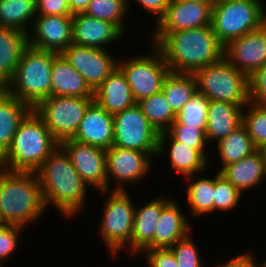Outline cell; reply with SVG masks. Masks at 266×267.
<instances>
[{
	"mask_svg": "<svg viewBox=\"0 0 266 267\" xmlns=\"http://www.w3.org/2000/svg\"><path fill=\"white\" fill-rule=\"evenodd\" d=\"M152 43L174 73L194 74L224 56V46L211 26L183 31H155Z\"/></svg>",
	"mask_w": 266,
	"mask_h": 267,
	"instance_id": "cell-1",
	"label": "cell"
},
{
	"mask_svg": "<svg viewBox=\"0 0 266 267\" xmlns=\"http://www.w3.org/2000/svg\"><path fill=\"white\" fill-rule=\"evenodd\" d=\"M46 206L73 216L85 202L88 184L77 173L67 153L58 146L36 171Z\"/></svg>",
	"mask_w": 266,
	"mask_h": 267,
	"instance_id": "cell-2",
	"label": "cell"
},
{
	"mask_svg": "<svg viewBox=\"0 0 266 267\" xmlns=\"http://www.w3.org/2000/svg\"><path fill=\"white\" fill-rule=\"evenodd\" d=\"M35 173L0 167V216L5 224L25 226L47 208Z\"/></svg>",
	"mask_w": 266,
	"mask_h": 267,
	"instance_id": "cell-3",
	"label": "cell"
},
{
	"mask_svg": "<svg viewBox=\"0 0 266 267\" xmlns=\"http://www.w3.org/2000/svg\"><path fill=\"white\" fill-rule=\"evenodd\" d=\"M59 146L42 118L32 109L21 121L0 167L10 171L36 172Z\"/></svg>",
	"mask_w": 266,
	"mask_h": 267,
	"instance_id": "cell-4",
	"label": "cell"
},
{
	"mask_svg": "<svg viewBox=\"0 0 266 267\" xmlns=\"http://www.w3.org/2000/svg\"><path fill=\"white\" fill-rule=\"evenodd\" d=\"M58 53L30 45L23 51L12 80L4 88L34 109L51 96V71Z\"/></svg>",
	"mask_w": 266,
	"mask_h": 267,
	"instance_id": "cell-5",
	"label": "cell"
},
{
	"mask_svg": "<svg viewBox=\"0 0 266 267\" xmlns=\"http://www.w3.org/2000/svg\"><path fill=\"white\" fill-rule=\"evenodd\" d=\"M261 0H228L212 7L211 27L219 42L226 46L234 39L259 29L266 23Z\"/></svg>",
	"mask_w": 266,
	"mask_h": 267,
	"instance_id": "cell-6",
	"label": "cell"
},
{
	"mask_svg": "<svg viewBox=\"0 0 266 267\" xmlns=\"http://www.w3.org/2000/svg\"><path fill=\"white\" fill-rule=\"evenodd\" d=\"M197 89L210 101L248 105V76L231 65L223 56L195 73Z\"/></svg>",
	"mask_w": 266,
	"mask_h": 267,
	"instance_id": "cell-7",
	"label": "cell"
},
{
	"mask_svg": "<svg viewBox=\"0 0 266 267\" xmlns=\"http://www.w3.org/2000/svg\"><path fill=\"white\" fill-rule=\"evenodd\" d=\"M94 97L50 96L34 111L42 118L52 137L61 143L72 139Z\"/></svg>",
	"mask_w": 266,
	"mask_h": 267,
	"instance_id": "cell-8",
	"label": "cell"
},
{
	"mask_svg": "<svg viewBox=\"0 0 266 267\" xmlns=\"http://www.w3.org/2000/svg\"><path fill=\"white\" fill-rule=\"evenodd\" d=\"M104 206L100 233L108 250L116 255L124 246L130 247L135 207L121 184L110 193Z\"/></svg>",
	"mask_w": 266,
	"mask_h": 267,
	"instance_id": "cell-9",
	"label": "cell"
},
{
	"mask_svg": "<svg viewBox=\"0 0 266 267\" xmlns=\"http://www.w3.org/2000/svg\"><path fill=\"white\" fill-rule=\"evenodd\" d=\"M152 46V56H140L126 62H118L136 103L162 91L164 80L171 72L160 50L154 44Z\"/></svg>",
	"mask_w": 266,
	"mask_h": 267,
	"instance_id": "cell-10",
	"label": "cell"
},
{
	"mask_svg": "<svg viewBox=\"0 0 266 267\" xmlns=\"http://www.w3.org/2000/svg\"><path fill=\"white\" fill-rule=\"evenodd\" d=\"M113 145L146 153H158L160 133L144 116L136 103L113 116Z\"/></svg>",
	"mask_w": 266,
	"mask_h": 267,
	"instance_id": "cell-11",
	"label": "cell"
},
{
	"mask_svg": "<svg viewBox=\"0 0 266 267\" xmlns=\"http://www.w3.org/2000/svg\"><path fill=\"white\" fill-rule=\"evenodd\" d=\"M67 153L77 173L90 186H95L102 193L108 191L106 150L73 139L59 143Z\"/></svg>",
	"mask_w": 266,
	"mask_h": 267,
	"instance_id": "cell-12",
	"label": "cell"
},
{
	"mask_svg": "<svg viewBox=\"0 0 266 267\" xmlns=\"http://www.w3.org/2000/svg\"><path fill=\"white\" fill-rule=\"evenodd\" d=\"M61 54L84 77L93 91L118 66V62L104 48H93L72 43Z\"/></svg>",
	"mask_w": 266,
	"mask_h": 267,
	"instance_id": "cell-13",
	"label": "cell"
},
{
	"mask_svg": "<svg viewBox=\"0 0 266 267\" xmlns=\"http://www.w3.org/2000/svg\"><path fill=\"white\" fill-rule=\"evenodd\" d=\"M224 57L247 76L262 67L266 63V23L224 46Z\"/></svg>",
	"mask_w": 266,
	"mask_h": 267,
	"instance_id": "cell-14",
	"label": "cell"
},
{
	"mask_svg": "<svg viewBox=\"0 0 266 267\" xmlns=\"http://www.w3.org/2000/svg\"><path fill=\"white\" fill-rule=\"evenodd\" d=\"M37 17L32 27L34 39L28 34V45L61 54L72 44L73 15H37Z\"/></svg>",
	"mask_w": 266,
	"mask_h": 267,
	"instance_id": "cell-15",
	"label": "cell"
},
{
	"mask_svg": "<svg viewBox=\"0 0 266 267\" xmlns=\"http://www.w3.org/2000/svg\"><path fill=\"white\" fill-rule=\"evenodd\" d=\"M212 6L190 0H170L155 31H183L211 26Z\"/></svg>",
	"mask_w": 266,
	"mask_h": 267,
	"instance_id": "cell-16",
	"label": "cell"
},
{
	"mask_svg": "<svg viewBox=\"0 0 266 267\" xmlns=\"http://www.w3.org/2000/svg\"><path fill=\"white\" fill-rule=\"evenodd\" d=\"M157 153H146L134 149L112 146L106 150L108 190L109 179L113 177L120 183L134 182L145 176L150 169V158Z\"/></svg>",
	"mask_w": 266,
	"mask_h": 267,
	"instance_id": "cell-17",
	"label": "cell"
},
{
	"mask_svg": "<svg viewBox=\"0 0 266 267\" xmlns=\"http://www.w3.org/2000/svg\"><path fill=\"white\" fill-rule=\"evenodd\" d=\"M73 140L105 150L113 145L114 120L99 104L93 101L87 108Z\"/></svg>",
	"mask_w": 266,
	"mask_h": 267,
	"instance_id": "cell-18",
	"label": "cell"
},
{
	"mask_svg": "<svg viewBox=\"0 0 266 267\" xmlns=\"http://www.w3.org/2000/svg\"><path fill=\"white\" fill-rule=\"evenodd\" d=\"M122 32L112 23L93 18L84 12L73 14L72 43L93 48L120 40Z\"/></svg>",
	"mask_w": 266,
	"mask_h": 267,
	"instance_id": "cell-19",
	"label": "cell"
},
{
	"mask_svg": "<svg viewBox=\"0 0 266 267\" xmlns=\"http://www.w3.org/2000/svg\"><path fill=\"white\" fill-rule=\"evenodd\" d=\"M94 101L113 116L136 104L126 76L118 66L94 90Z\"/></svg>",
	"mask_w": 266,
	"mask_h": 267,
	"instance_id": "cell-20",
	"label": "cell"
},
{
	"mask_svg": "<svg viewBox=\"0 0 266 267\" xmlns=\"http://www.w3.org/2000/svg\"><path fill=\"white\" fill-rule=\"evenodd\" d=\"M220 174L230 181L241 193L252 189L266 177V157L262 149H257L238 162L224 166Z\"/></svg>",
	"mask_w": 266,
	"mask_h": 267,
	"instance_id": "cell-21",
	"label": "cell"
},
{
	"mask_svg": "<svg viewBox=\"0 0 266 267\" xmlns=\"http://www.w3.org/2000/svg\"><path fill=\"white\" fill-rule=\"evenodd\" d=\"M171 201L161 198L152 200L142 208H135L130 250L133 253L153 249L155 227L162 209Z\"/></svg>",
	"mask_w": 266,
	"mask_h": 267,
	"instance_id": "cell-22",
	"label": "cell"
},
{
	"mask_svg": "<svg viewBox=\"0 0 266 267\" xmlns=\"http://www.w3.org/2000/svg\"><path fill=\"white\" fill-rule=\"evenodd\" d=\"M51 96L94 97V91L84 77L62 54H58L53 60Z\"/></svg>",
	"mask_w": 266,
	"mask_h": 267,
	"instance_id": "cell-23",
	"label": "cell"
},
{
	"mask_svg": "<svg viewBox=\"0 0 266 267\" xmlns=\"http://www.w3.org/2000/svg\"><path fill=\"white\" fill-rule=\"evenodd\" d=\"M243 106L246 105L210 101L205 130L207 142L213 139L219 143L240 127L243 124Z\"/></svg>",
	"mask_w": 266,
	"mask_h": 267,
	"instance_id": "cell-24",
	"label": "cell"
},
{
	"mask_svg": "<svg viewBox=\"0 0 266 267\" xmlns=\"http://www.w3.org/2000/svg\"><path fill=\"white\" fill-rule=\"evenodd\" d=\"M175 201L171 200L163 209L155 227L153 249L172 247L179 239L190 233V226Z\"/></svg>",
	"mask_w": 266,
	"mask_h": 267,
	"instance_id": "cell-25",
	"label": "cell"
},
{
	"mask_svg": "<svg viewBox=\"0 0 266 267\" xmlns=\"http://www.w3.org/2000/svg\"><path fill=\"white\" fill-rule=\"evenodd\" d=\"M28 46V34L0 26V87L12 80L23 51Z\"/></svg>",
	"mask_w": 266,
	"mask_h": 267,
	"instance_id": "cell-26",
	"label": "cell"
},
{
	"mask_svg": "<svg viewBox=\"0 0 266 267\" xmlns=\"http://www.w3.org/2000/svg\"><path fill=\"white\" fill-rule=\"evenodd\" d=\"M31 110L4 88L0 91V158L10 148L21 121Z\"/></svg>",
	"mask_w": 266,
	"mask_h": 267,
	"instance_id": "cell-27",
	"label": "cell"
},
{
	"mask_svg": "<svg viewBox=\"0 0 266 267\" xmlns=\"http://www.w3.org/2000/svg\"><path fill=\"white\" fill-rule=\"evenodd\" d=\"M167 138L171 142L169 156L174 173L179 172L190 179L196 172L203 171L207 167V159L197 149L176 141L167 131L159 135L158 156L164 153V143Z\"/></svg>",
	"mask_w": 266,
	"mask_h": 267,
	"instance_id": "cell-28",
	"label": "cell"
},
{
	"mask_svg": "<svg viewBox=\"0 0 266 267\" xmlns=\"http://www.w3.org/2000/svg\"><path fill=\"white\" fill-rule=\"evenodd\" d=\"M197 90L195 75L186 73L170 72L162 87V92L176 115Z\"/></svg>",
	"mask_w": 266,
	"mask_h": 267,
	"instance_id": "cell-29",
	"label": "cell"
},
{
	"mask_svg": "<svg viewBox=\"0 0 266 267\" xmlns=\"http://www.w3.org/2000/svg\"><path fill=\"white\" fill-rule=\"evenodd\" d=\"M217 146L222 162L221 168L238 162L257 150L243 124L222 139Z\"/></svg>",
	"mask_w": 266,
	"mask_h": 267,
	"instance_id": "cell-30",
	"label": "cell"
},
{
	"mask_svg": "<svg viewBox=\"0 0 266 267\" xmlns=\"http://www.w3.org/2000/svg\"><path fill=\"white\" fill-rule=\"evenodd\" d=\"M36 0H0V26L29 34L25 25L35 16Z\"/></svg>",
	"mask_w": 266,
	"mask_h": 267,
	"instance_id": "cell-31",
	"label": "cell"
},
{
	"mask_svg": "<svg viewBox=\"0 0 266 267\" xmlns=\"http://www.w3.org/2000/svg\"><path fill=\"white\" fill-rule=\"evenodd\" d=\"M137 104L141 107L144 116L159 133L167 131L176 120V114L162 91L142 99Z\"/></svg>",
	"mask_w": 266,
	"mask_h": 267,
	"instance_id": "cell-32",
	"label": "cell"
},
{
	"mask_svg": "<svg viewBox=\"0 0 266 267\" xmlns=\"http://www.w3.org/2000/svg\"><path fill=\"white\" fill-rule=\"evenodd\" d=\"M215 177L199 178L191 183L187 190V201L191 205V213L195 216L214 211Z\"/></svg>",
	"mask_w": 266,
	"mask_h": 267,
	"instance_id": "cell-33",
	"label": "cell"
},
{
	"mask_svg": "<svg viewBox=\"0 0 266 267\" xmlns=\"http://www.w3.org/2000/svg\"><path fill=\"white\" fill-rule=\"evenodd\" d=\"M210 100L198 90L176 115L173 124L206 129Z\"/></svg>",
	"mask_w": 266,
	"mask_h": 267,
	"instance_id": "cell-34",
	"label": "cell"
},
{
	"mask_svg": "<svg viewBox=\"0 0 266 267\" xmlns=\"http://www.w3.org/2000/svg\"><path fill=\"white\" fill-rule=\"evenodd\" d=\"M127 0H91L84 11L89 16L114 24L122 33L123 16L127 12Z\"/></svg>",
	"mask_w": 266,
	"mask_h": 267,
	"instance_id": "cell-35",
	"label": "cell"
},
{
	"mask_svg": "<svg viewBox=\"0 0 266 267\" xmlns=\"http://www.w3.org/2000/svg\"><path fill=\"white\" fill-rule=\"evenodd\" d=\"M250 109L243 110V125L257 149L266 147V104L249 102Z\"/></svg>",
	"mask_w": 266,
	"mask_h": 267,
	"instance_id": "cell-36",
	"label": "cell"
},
{
	"mask_svg": "<svg viewBox=\"0 0 266 267\" xmlns=\"http://www.w3.org/2000/svg\"><path fill=\"white\" fill-rule=\"evenodd\" d=\"M241 195L242 193L230 181L223 177L219 171L216 173L213 202L214 211H229L233 207L235 208Z\"/></svg>",
	"mask_w": 266,
	"mask_h": 267,
	"instance_id": "cell-37",
	"label": "cell"
},
{
	"mask_svg": "<svg viewBox=\"0 0 266 267\" xmlns=\"http://www.w3.org/2000/svg\"><path fill=\"white\" fill-rule=\"evenodd\" d=\"M205 130L184 124H172L167 132L176 141L197 149L207 159L204 153L205 143L207 142Z\"/></svg>",
	"mask_w": 266,
	"mask_h": 267,
	"instance_id": "cell-38",
	"label": "cell"
},
{
	"mask_svg": "<svg viewBox=\"0 0 266 267\" xmlns=\"http://www.w3.org/2000/svg\"><path fill=\"white\" fill-rule=\"evenodd\" d=\"M174 255L178 267H202L199 253L190 234L179 239L172 247L168 248Z\"/></svg>",
	"mask_w": 266,
	"mask_h": 267,
	"instance_id": "cell-39",
	"label": "cell"
},
{
	"mask_svg": "<svg viewBox=\"0 0 266 267\" xmlns=\"http://www.w3.org/2000/svg\"><path fill=\"white\" fill-rule=\"evenodd\" d=\"M249 102L266 104V63L248 76Z\"/></svg>",
	"mask_w": 266,
	"mask_h": 267,
	"instance_id": "cell-40",
	"label": "cell"
},
{
	"mask_svg": "<svg viewBox=\"0 0 266 267\" xmlns=\"http://www.w3.org/2000/svg\"><path fill=\"white\" fill-rule=\"evenodd\" d=\"M23 228L18 225L5 224L0 228V260H7L9 255L13 253L19 239L18 235Z\"/></svg>",
	"mask_w": 266,
	"mask_h": 267,
	"instance_id": "cell-41",
	"label": "cell"
},
{
	"mask_svg": "<svg viewBox=\"0 0 266 267\" xmlns=\"http://www.w3.org/2000/svg\"><path fill=\"white\" fill-rule=\"evenodd\" d=\"M37 15H73L66 0H36Z\"/></svg>",
	"mask_w": 266,
	"mask_h": 267,
	"instance_id": "cell-42",
	"label": "cell"
},
{
	"mask_svg": "<svg viewBox=\"0 0 266 267\" xmlns=\"http://www.w3.org/2000/svg\"><path fill=\"white\" fill-rule=\"evenodd\" d=\"M149 267H178L173 253L168 248L146 250Z\"/></svg>",
	"mask_w": 266,
	"mask_h": 267,
	"instance_id": "cell-43",
	"label": "cell"
},
{
	"mask_svg": "<svg viewBox=\"0 0 266 267\" xmlns=\"http://www.w3.org/2000/svg\"><path fill=\"white\" fill-rule=\"evenodd\" d=\"M144 9L150 13L157 14V22L164 16L170 0H138Z\"/></svg>",
	"mask_w": 266,
	"mask_h": 267,
	"instance_id": "cell-44",
	"label": "cell"
},
{
	"mask_svg": "<svg viewBox=\"0 0 266 267\" xmlns=\"http://www.w3.org/2000/svg\"><path fill=\"white\" fill-rule=\"evenodd\" d=\"M252 254L246 253V254H240L231 260H229L227 263H224V265H219L218 267H264V263L261 265L254 262Z\"/></svg>",
	"mask_w": 266,
	"mask_h": 267,
	"instance_id": "cell-45",
	"label": "cell"
},
{
	"mask_svg": "<svg viewBox=\"0 0 266 267\" xmlns=\"http://www.w3.org/2000/svg\"><path fill=\"white\" fill-rule=\"evenodd\" d=\"M91 0H70L68 2L72 14L84 12Z\"/></svg>",
	"mask_w": 266,
	"mask_h": 267,
	"instance_id": "cell-46",
	"label": "cell"
},
{
	"mask_svg": "<svg viewBox=\"0 0 266 267\" xmlns=\"http://www.w3.org/2000/svg\"><path fill=\"white\" fill-rule=\"evenodd\" d=\"M190 1L210 4L212 7L217 2V0H190Z\"/></svg>",
	"mask_w": 266,
	"mask_h": 267,
	"instance_id": "cell-47",
	"label": "cell"
},
{
	"mask_svg": "<svg viewBox=\"0 0 266 267\" xmlns=\"http://www.w3.org/2000/svg\"><path fill=\"white\" fill-rule=\"evenodd\" d=\"M5 225V223L3 222V220L1 219V216H0V228L3 227Z\"/></svg>",
	"mask_w": 266,
	"mask_h": 267,
	"instance_id": "cell-48",
	"label": "cell"
},
{
	"mask_svg": "<svg viewBox=\"0 0 266 267\" xmlns=\"http://www.w3.org/2000/svg\"><path fill=\"white\" fill-rule=\"evenodd\" d=\"M263 151H264V154H265V157H266V147L263 149Z\"/></svg>",
	"mask_w": 266,
	"mask_h": 267,
	"instance_id": "cell-49",
	"label": "cell"
}]
</instances>
